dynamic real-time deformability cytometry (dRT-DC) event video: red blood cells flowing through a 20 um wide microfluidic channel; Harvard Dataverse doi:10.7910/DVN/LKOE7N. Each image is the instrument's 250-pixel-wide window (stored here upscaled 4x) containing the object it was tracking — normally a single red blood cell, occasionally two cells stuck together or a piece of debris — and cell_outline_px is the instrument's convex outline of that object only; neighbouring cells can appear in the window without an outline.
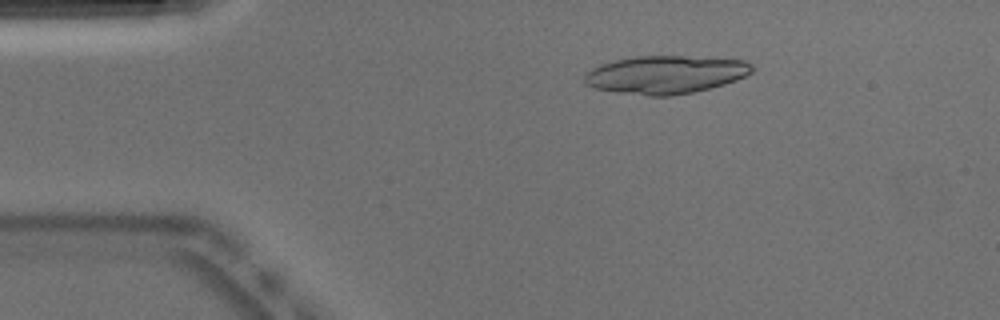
{"species": "Egyptian fruit bat (a non-hibernating species)", "species_latin": "Rousettus aegyptiacus", "temperature_condition": "warm", "stored_images_in_passage": 42, "camera_frame_rate_fps": 3000, "um_per_image_px": 0.085, "animal": {"sex": "male"}, "frame": {"image": 1, "passage_image": 1, "time_ms": 0.0, "image_size_px": [1000, 320], "cell_outline_px": [[756, 68], [752, 72], [736, 80], [724, 84], [692, 92], [672, 96], [648, 96], [616, 92], [592, 88], [584, 84], [584, 76], [592, 68], [600, 64], [616, 60], [636, 56], [684, 56], [744, 60], [752, 64]], "centroid_in_image_um": [56.56, 6.35], "position_along_channel_um": 28.4, "area_um2": 37.22}, "authors_computed_cell_mechanics": {"area_um2": 24.2182, "velocity_mm_per_s": 3.9534, "shape_relaxation_time_tau1_ms": 1.8345, "shape_relaxation_time_tau2_ms": 1.7043, "deformation_change_tau1": 0.3062, "deformation_change_tau2": 0.1057}}